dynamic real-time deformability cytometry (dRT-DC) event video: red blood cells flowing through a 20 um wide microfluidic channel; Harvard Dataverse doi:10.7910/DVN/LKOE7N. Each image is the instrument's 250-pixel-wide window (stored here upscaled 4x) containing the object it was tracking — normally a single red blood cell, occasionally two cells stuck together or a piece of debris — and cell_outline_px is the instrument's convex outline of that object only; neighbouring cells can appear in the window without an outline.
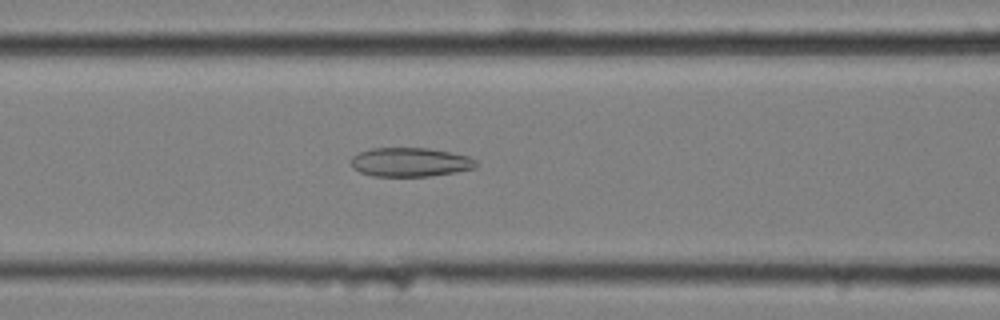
{"species": "common noctule bat (a hibernating species)", "species_latin": "Nyctalus noctula", "temperature_condition": "cold", "stored_images_in_passage": 48, "camera_frame_rate_fps": 3000, "um_per_image_px": 0.085, "animal": {"sex": "female", "body_mass_g": 25.1}, "frame": {"image": 1, "passage_image": 14, "time_ms": 4.333, "image_size_px": [1000, 320], "cell_outline_px": [[480, 164], [476, 168], [456, 172], [428, 176], [372, 176], [360, 172], [352, 168], [352, 156], [360, 152], [372, 148], [428, 148], [452, 152], [468, 156], [476, 160]], "centroid_in_image_um": [34.91, 13.78], "position_along_channel_um": 131.7, "area_um2": 21.27}}
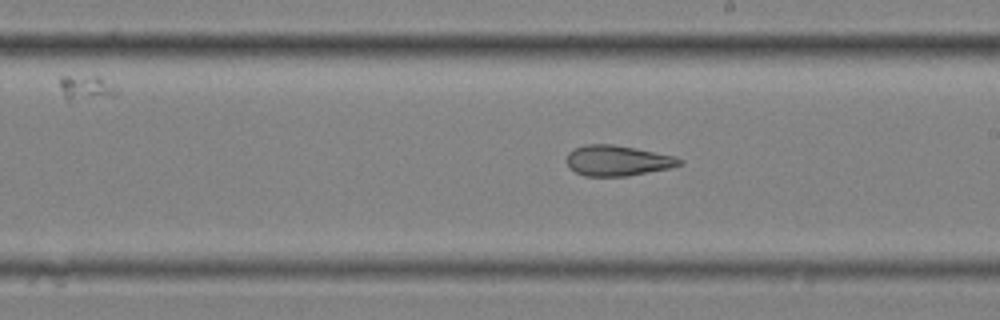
{"frame": {"image": 2, "passage_image": 23, "time_ms": 7.333, "image_size_px": [1000, 320], "cell_outline_px": [[684, 164], [668, 168], [628, 176], [584, 176], [568, 168], [568, 152], [584, 144], [612, 144], [636, 148], [676, 156], [684, 160]], "centroid_in_image_um": [52.52, 13.65], "position_along_channel_um": 236.5, "area_um2": 20.11}}
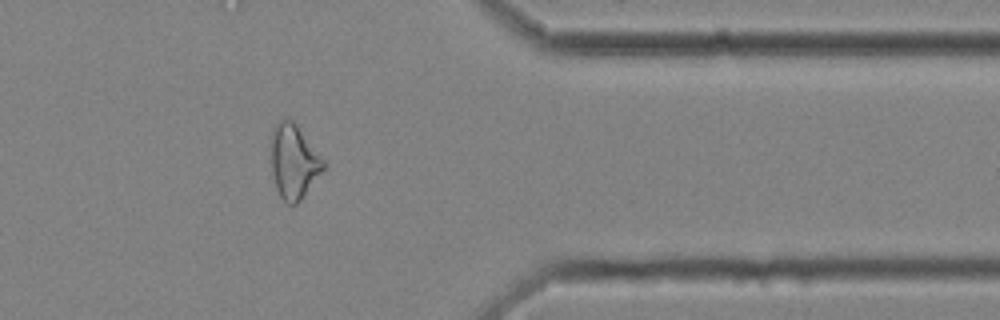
{"frame": {"image": 3, "passage_image": 37, "time_ms": 12.0, "image_size_px": [1000, 320], "cell_outline_px": [[324, 168], [300, 200], [296, 204], [288, 204], [280, 196], [276, 188], [272, 172], [272, 128], [280, 120], [288, 116], [296, 124], [324, 160]], "centroid_in_image_um": [24.95, 13.71], "position_along_channel_um": 386.4, "area_um2": 22.2}, "authors_computed_cell_mechanics": {"area_um2": 22.0507, "velocity_mm_per_s": 3.5007, "shape_relaxation_time_tau1_ms": null, "shape_relaxation_time_tau2_ms": 2.6995, "deformation_change_tau1": null, "deformation_change_tau2": 0.1201}}